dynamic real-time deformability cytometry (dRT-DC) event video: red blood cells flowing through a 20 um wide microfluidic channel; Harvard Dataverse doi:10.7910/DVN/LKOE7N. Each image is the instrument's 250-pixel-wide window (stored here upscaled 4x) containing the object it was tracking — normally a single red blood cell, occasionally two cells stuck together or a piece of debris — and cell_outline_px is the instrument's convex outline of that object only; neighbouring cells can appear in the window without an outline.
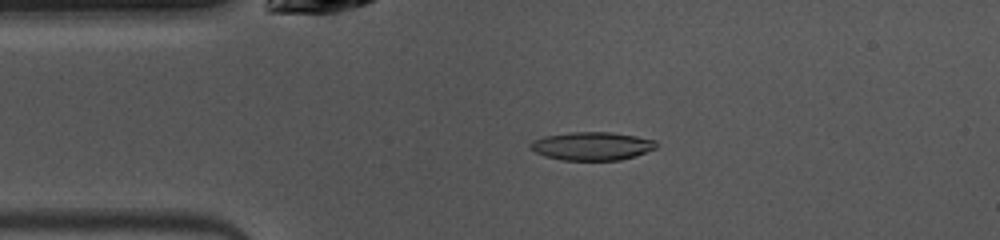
{"species": "common noctule bat (a hibernating species)", "species_latin": "Nyctalus noctula", "temperature_condition": "warm", "stored_images_in_passage": 48, "camera_frame_rate_fps": 3000, "um_per_image_px": 0.085, "animal": {"sex": "female", "body_mass_g": 10.0, "forearm_length_mm": 53.1}, "frame": {"image": 1, "passage_image": 9, "time_ms": 2.667, "image_size_px": [1000, 240], "cell_outline_px": [[656, 148], [636, 156], [620, 160], [560, 160], [544, 156], [536, 152], [528, 144], [532, 140], [544, 136], [572, 132], [612, 132], [636, 136], [656, 140]], "centroid_in_image_um": [50.31, 12.41], "position_along_channel_um": 34.7, "area_um2": 20.81}}
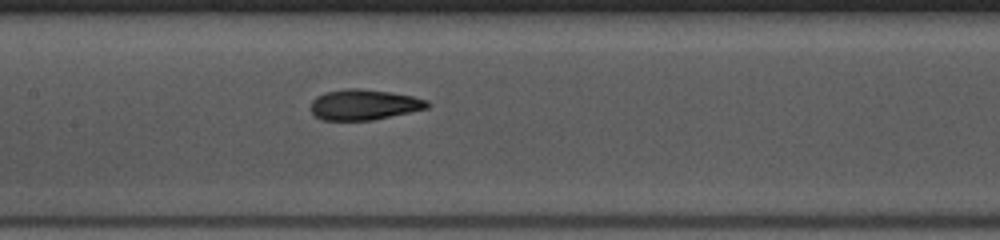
{"frame": {"image": 2, "passage_image": 21, "time_ms": 6.667, "image_size_px": [1000, 240], "cell_outline_px": [[432, 104], [428, 108], [372, 120], [324, 120], [316, 116], [312, 112], [312, 100], [316, 96], [324, 92], [348, 88], [356, 88], [388, 92], [412, 96], [428, 100]], "centroid_in_image_um": [30.95, 8.89], "position_along_channel_um": 176.4, "area_um2": 20.58}}
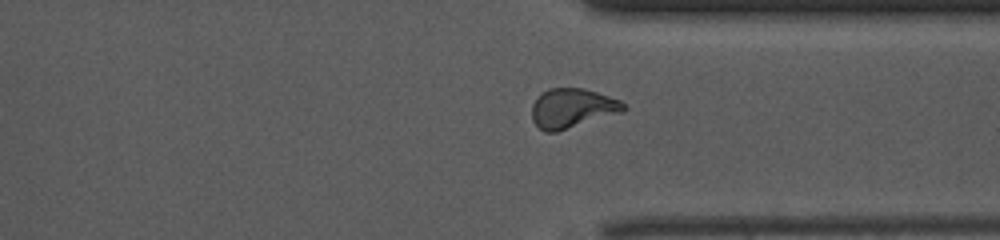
{"frame": {"image": 3, "passage_image": 35, "time_ms": 11.333, "image_size_px": [1000, 240], "cell_outline_px": [[628, 108], [624, 112], [556, 132], [544, 132], [532, 120], [532, 104], [548, 88], [584, 88], [620, 100]], "centroid_in_image_um": [48.67, 9.21], "position_along_channel_um": 362.7, "area_um2": 21.04}, "authors_computed_cell_mechanics": {"area_um2": 20.6635, "velocity_mm_per_s": 4.0194, "shape_relaxation_time_tau1_ms": 5.055, "shape_relaxation_time_tau2_ms": 2.0073, "deformation_change_tau1": 0.2204, "deformation_change_tau2": 0.0675}}